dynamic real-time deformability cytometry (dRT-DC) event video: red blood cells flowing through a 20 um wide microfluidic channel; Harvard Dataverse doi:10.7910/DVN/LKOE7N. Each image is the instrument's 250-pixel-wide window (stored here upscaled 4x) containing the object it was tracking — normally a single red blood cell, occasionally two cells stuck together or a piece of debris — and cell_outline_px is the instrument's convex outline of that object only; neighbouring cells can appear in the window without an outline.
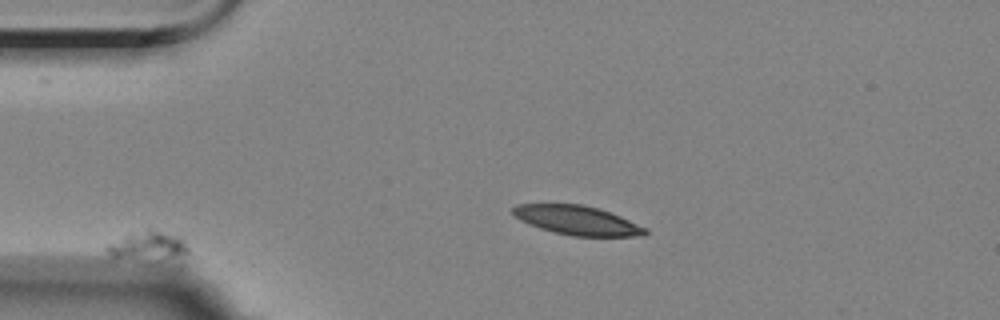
{"species": "Egyptian fruit bat (a non-hibernating species)", "species_latin": "Rousettus aegyptiacus", "temperature_condition": "room temperature", "stored_images_in_passage": 11, "camera_frame_rate_fps": 3000, "um_per_image_px": 0.085, "animal": {"sex": "female"}, "frame": {"image": 1, "passage_image": 2, "time_ms": 2.0, "image_size_px": [1000, 320], "cell_outline_px": [[188, 252], [184, 264], [180, 268], [112, 256], [104, 248], [108, 244], [124, 236], [148, 228], [152, 228], [180, 236], [184, 240], [188, 248]], "centroid_in_image_um": [12.84, 21.07], "position_along_channel_um": 72.2, "area_um2": 15.9}}
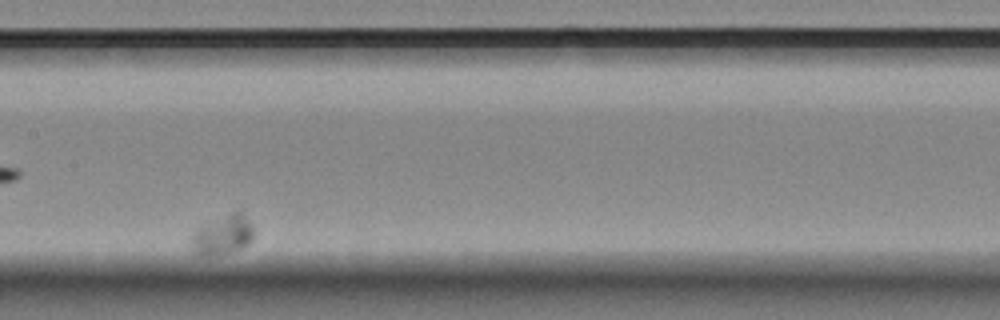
{"frame": {"image": 2, "passage_image": 7, "time_ms": 8.0, "image_size_px": [1000, 320], "cell_outline_px": [[256, 236], [244, 248], [228, 252], [208, 256], [204, 256], [196, 252], [192, 248], [188, 240], [188, 236], [196, 228], [240, 208], [256, 228]], "centroid_in_image_um": [18.97, 19.94], "position_along_channel_um": 188.4, "area_um2": 15.03}}
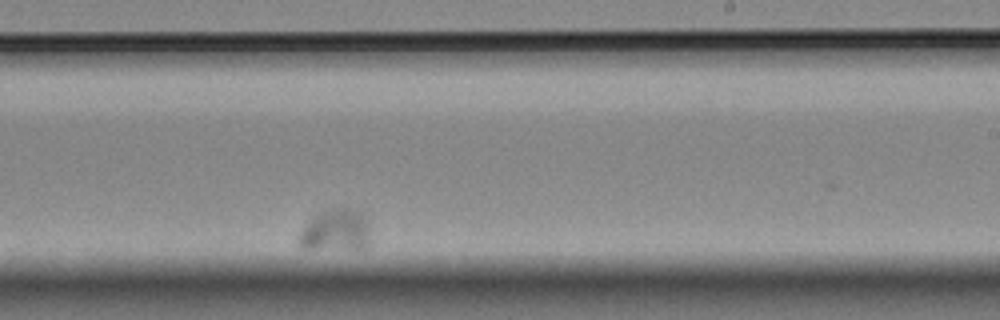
{"frame": {"image": 3, "passage_image": 10, "time_ms": 11.333, "image_size_px": [1000, 320], "cell_outline_px": [[368, 240], [364, 248], [300, 248], [296, 240], [296, 236], [316, 216], [332, 208], [356, 208], [364, 216], [368, 224]], "centroid_in_image_um": [28.51, 19.58], "position_along_channel_um": 260.5, "area_um2": 16.94}}